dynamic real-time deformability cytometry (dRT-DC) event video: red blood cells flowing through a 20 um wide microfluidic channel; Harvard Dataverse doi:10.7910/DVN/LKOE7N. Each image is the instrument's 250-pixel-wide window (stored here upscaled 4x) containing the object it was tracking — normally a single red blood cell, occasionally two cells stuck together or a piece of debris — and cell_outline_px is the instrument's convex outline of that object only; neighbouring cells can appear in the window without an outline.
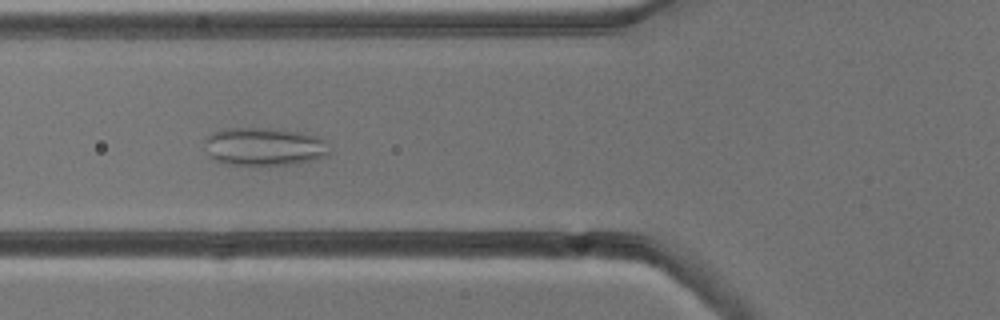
{"species": "common noctule bat (a hibernating species)", "species_latin": "Nyctalus noctula", "temperature_condition": "cold", "stored_images_in_passage": 10, "camera_frame_rate_fps": 3000, "um_per_image_px": 0.085, "animal": {"sex": "male", "body_mass_g": 13.3}, "frame": {"image": 1, "passage_image": 6, "time_ms": 6.333, "image_size_px": [1000, 320], "cell_outline_px": [[332, 152], [328, 156], [296, 164], [228, 164], [212, 160], [208, 156], [208, 136], [212, 132], [220, 128], [268, 128], [300, 132], [316, 136], [324, 140]], "centroid_in_image_um": [22.5, 12.46], "position_along_channel_um": 103.3, "area_um2": 27.57}}
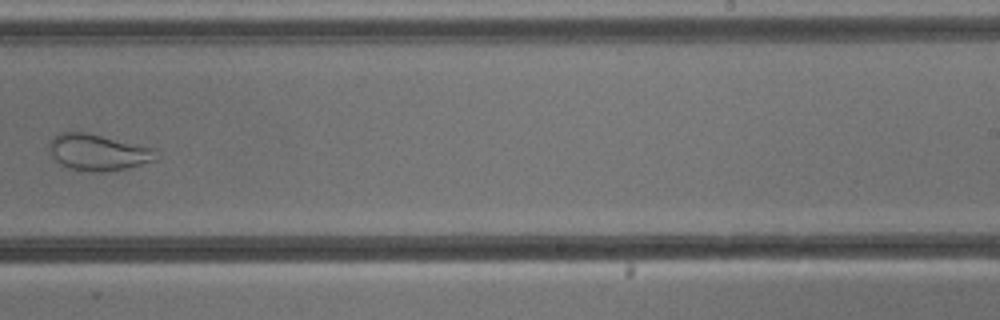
{"frame": {"image": 2, "passage_image": 10, "time_ms": 11.0, "image_size_px": [1000, 320], "cell_outline_px": [[160, 156], [156, 160], [128, 168], [100, 172], [92, 172], [68, 168], [60, 164], [52, 156], [48, 148], [48, 144], [60, 132], [84, 132], [156, 148], [160, 152]], "centroid_in_image_um": [8.38, 12.95], "position_along_channel_um": 280.6, "area_um2": 22.77}}